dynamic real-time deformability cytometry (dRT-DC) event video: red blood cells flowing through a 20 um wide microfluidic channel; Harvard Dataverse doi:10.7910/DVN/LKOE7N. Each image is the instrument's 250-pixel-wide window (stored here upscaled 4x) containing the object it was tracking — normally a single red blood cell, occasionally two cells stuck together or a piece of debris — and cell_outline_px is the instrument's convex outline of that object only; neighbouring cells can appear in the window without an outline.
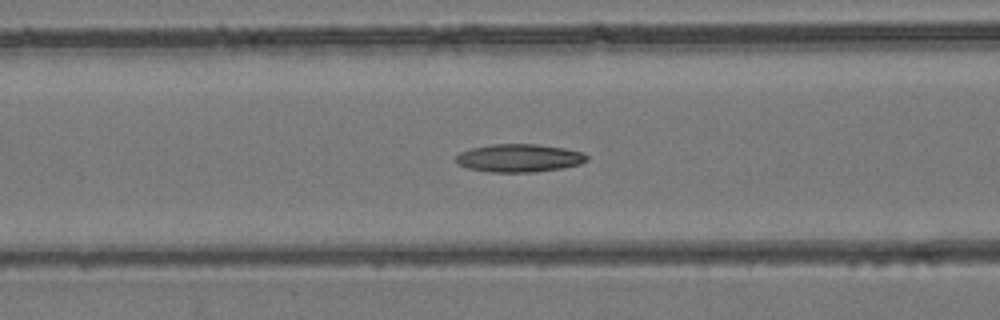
{"species": "common noctule bat (a hibernating species)", "species_latin": "Nyctalus noctula", "temperature_condition": "room temperature", "stored_images_in_passage": 45, "camera_frame_rate_fps": 3000, "um_per_image_px": 0.085, "animal": {"sex": "female", "body_mass_g": 24.6, "forearm_length_mm": 56.2}, "frame": {"image": 1, "passage_image": 18, "time_ms": 5.667, "image_size_px": [1000, 320], "cell_outline_px": [[588, 160], [580, 164], [560, 168], [536, 172], [488, 172], [468, 168], [460, 164], [456, 160], [456, 156], [460, 152], [472, 148], [492, 144], [536, 144], [564, 148], [584, 152], [588, 156]], "centroid_in_image_um": [44.16, 13.43], "position_along_channel_um": 122.4, "area_um2": 21.33}}
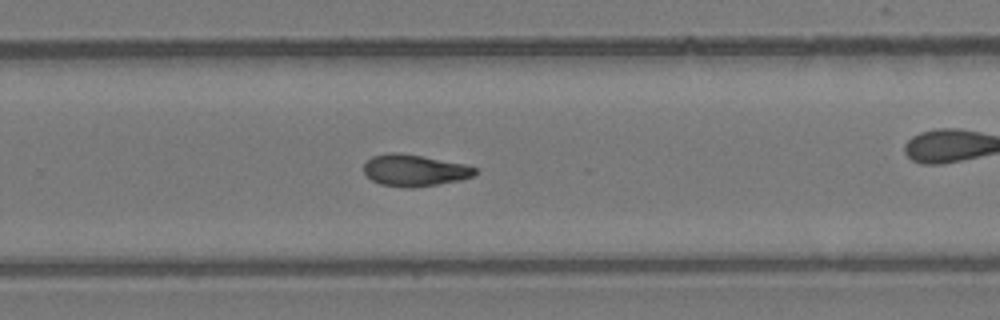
{"frame": {"image": 2, "passage_image": 29, "time_ms": 9.333, "image_size_px": [1000, 320], "cell_outline_px": [[476, 172], [472, 176], [460, 180], [412, 188], [404, 188], [380, 184], [372, 180], [364, 172], [364, 164], [372, 156], [392, 152], [396, 152], [420, 156], [464, 164], [476, 168]], "centroid_in_image_um": [35.2, 14.49], "position_along_channel_um": 294.6, "area_um2": 20.23}}
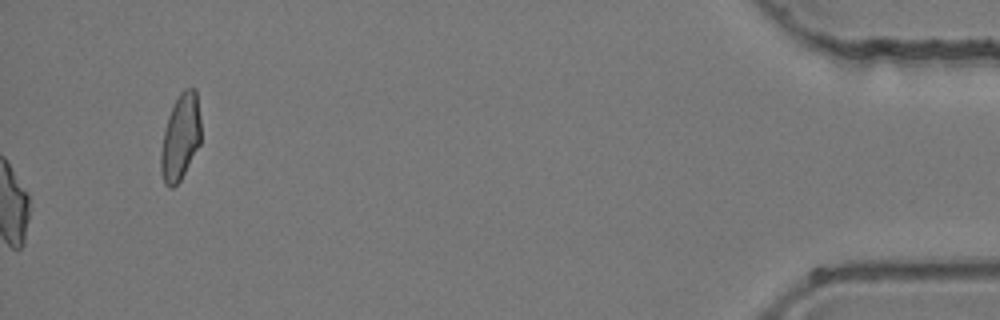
{"frame": {"image": 3, "passage_image": 45, "time_ms": 14.667, "image_size_px": [1000, 320], "cell_outline_px": [[200, 144], [180, 180], [172, 188], [168, 188], [164, 184], [160, 172], [160, 152], [164, 128], [168, 116], [180, 92], [184, 88], [196, 88], [200, 116]], "centroid_in_image_um": [15.32, 11.67], "position_along_channel_um": 419.9, "area_um2": 20.23}}